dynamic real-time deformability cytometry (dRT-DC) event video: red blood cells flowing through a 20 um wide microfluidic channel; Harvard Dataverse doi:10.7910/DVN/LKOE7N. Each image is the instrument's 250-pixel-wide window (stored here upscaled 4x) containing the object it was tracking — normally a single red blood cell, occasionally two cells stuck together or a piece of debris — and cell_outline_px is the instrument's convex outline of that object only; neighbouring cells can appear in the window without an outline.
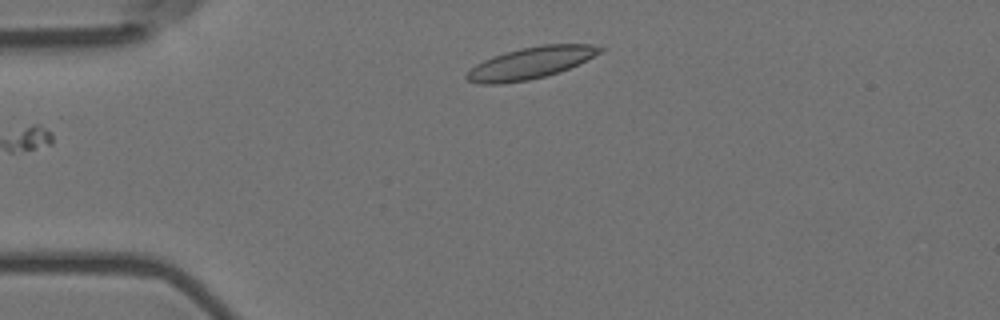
{"species": "Egyptian fruit bat (a non-hibernating species)", "species_latin": "Rousettus aegyptiacus", "temperature_condition": "room temperature", "stored_images_in_passage": 6, "segment_of_instrument_passage": [2, 2], "camera_frame_rate_fps": 3000, "um_per_image_px": 0.085, "animal": {"sex": "female"}, "frame": {"image": 1, "passage_image": 6, "time_ms": 1.667, "image_size_px": [1000, 320], "cell_outline_px": [[604, 48], [600, 52], [560, 72], [528, 80], [500, 84], [480, 84], [468, 80], [464, 76], [476, 64], [492, 56], [504, 52], [520, 48], [540, 44], [592, 44]], "centroid_in_image_um": [45.06, 5.34], "position_along_channel_um": 39.9, "area_um2": 24.39}}